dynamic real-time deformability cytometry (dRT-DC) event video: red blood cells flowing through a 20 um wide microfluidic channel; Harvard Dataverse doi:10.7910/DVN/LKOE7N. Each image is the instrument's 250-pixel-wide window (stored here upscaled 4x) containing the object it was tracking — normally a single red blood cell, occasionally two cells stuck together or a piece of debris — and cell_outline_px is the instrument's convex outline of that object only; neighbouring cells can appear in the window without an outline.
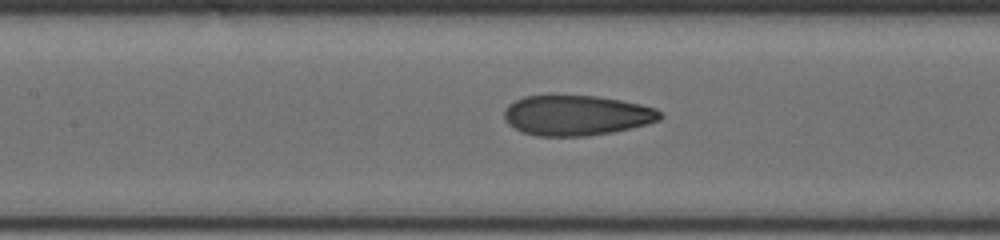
{"species": "human", "species_latin": "Homo sapiens", "temperature_condition": "cold", "stored_images_in_passage": 27, "camera_frame_rate_fps": 3000, "um_per_image_px": 0.085, "donor": {"sex": "male"}, "frame": {"image": 1, "passage_image": 9, "time_ms": 2.0, "image_size_px": [1000, 240], "cell_outline_px": [[664, 116], [660, 120], [648, 124], [632, 128], [612, 132], [588, 136], [536, 136], [520, 132], [512, 128], [504, 120], [504, 108], [508, 104], [524, 96], [548, 92], [552, 92], [596, 96], [620, 100], [640, 104], [656, 108]], "centroid_in_image_um": [48.94, 9.77], "position_along_channel_um": 158.5, "area_um2": 37.92}}
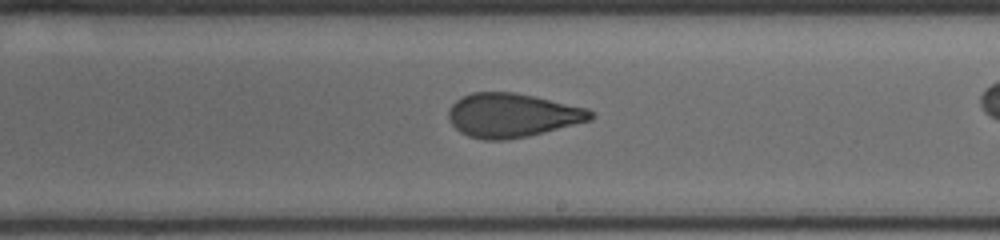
{"frame": {"image": 2, "passage_image": 18, "time_ms": 4.333, "image_size_px": [1000, 240], "cell_outline_px": [[592, 120], [528, 136], [508, 140], [484, 140], [468, 136], [460, 132], [448, 120], [448, 108], [460, 96], [472, 92], [516, 92], [588, 108], [592, 112]], "centroid_in_image_um": [43.5, 9.79], "position_along_channel_um": 245.5, "area_um2": 36.59}}
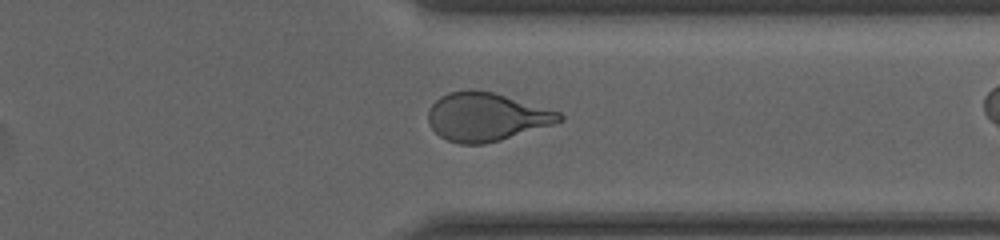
{"frame": {"image": 3, "passage_image": 24, "time_ms": 7.667, "image_size_px": [1000, 240], "cell_outline_px": [[564, 120], [552, 124], [500, 140], [484, 144], [460, 144], [448, 140], [440, 136], [428, 124], [428, 108], [440, 96], [448, 92], [492, 92], [560, 112], [564, 116]], "centroid_in_image_um": [41.31, 9.96], "position_along_channel_um": 370.1, "area_um2": 36.18}}